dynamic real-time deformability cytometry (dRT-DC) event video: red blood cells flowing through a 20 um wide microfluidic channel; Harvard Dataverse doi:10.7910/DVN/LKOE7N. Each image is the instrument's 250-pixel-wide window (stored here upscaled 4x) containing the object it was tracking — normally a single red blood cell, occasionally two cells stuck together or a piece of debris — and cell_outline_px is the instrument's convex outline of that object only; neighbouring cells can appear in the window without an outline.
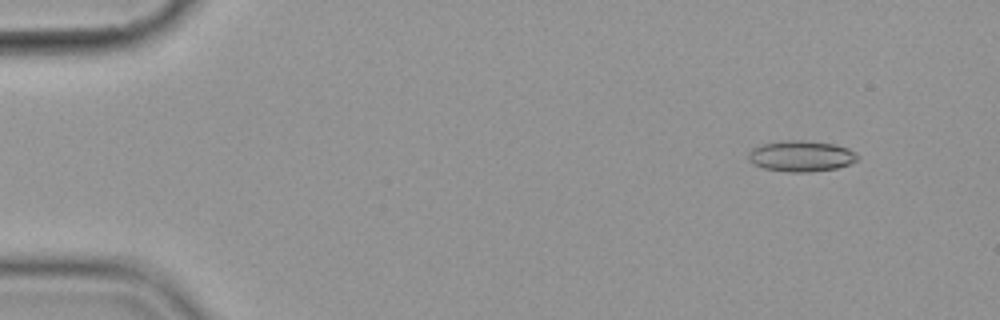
{"species": "common noctule bat (a hibernating species)", "species_latin": "Nyctalus noctula", "temperature_condition": "cold", "stored_images_in_passage": 8, "camera_frame_rate_fps": 3000, "um_per_image_px": 0.085, "animal": {"sex": "female", "body_mass_g": 19.9}, "frame": {"image": 1, "passage_image": 2, "time_ms": 1.333, "image_size_px": [1000, 320], "cell_outline_px": [[860, 156], [856, 160], [848, 164], [836, 168], [808, 172], [788, 172], [764, 168], [752, 164], [748, 160], [748, 152], [752, 148], [760, 144], [784, 140], [804, 140], [836, 144], [848, 148], [856, 152]], "centroid_in_image_um": [68.07, 13.25], "position_along_channel_um": 16.9, "area_um2": 19.88}}
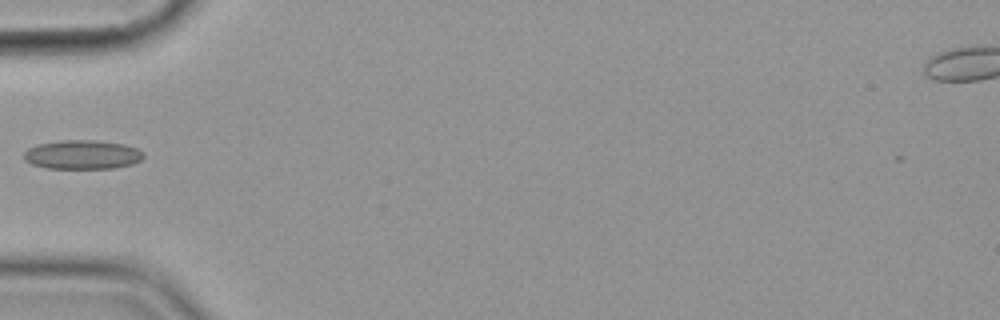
{"frame": {"image": 2, "passage_image": 6, "time_ms": 6.0, "image_size_px": [1000, 320], "cell_outline_px": [[144, 156], [140, 160], [132, 164], [116, 168], [44, 168], [32, 164], [24, 160], [24, 152], [28, 148], [36, 144], [60, 140], [96, 140], [124, 144], [136, 148], [144, 152]], "centroid_in_image_um": [6.98, 13.14], "position_along_channel_um": 78.0, "area_um2": 20.4}}
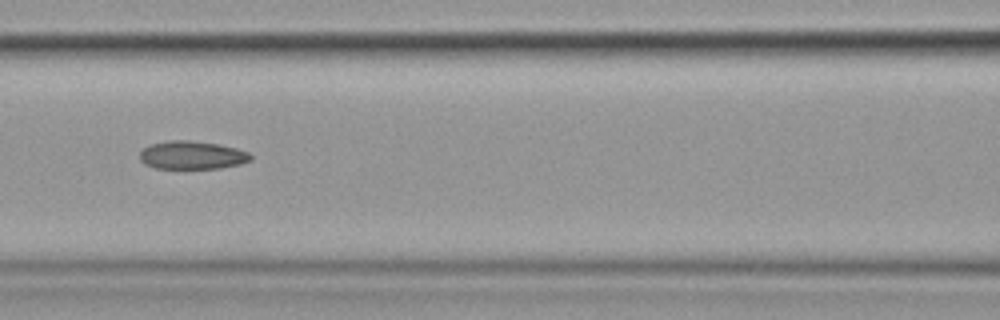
{"frame": {"image": 3, "passage_image": 8, "time_ms": 8.0, "image_size_px": [1000, 320], "cell_outline_px": [[252, 160], [240, 164], [220, 168], [156, 168], [144, 164], [140, 160], [140, 152], [144, 148], [152, 144], [168, 140], [188, 140], [220, 144], [236, 148], [248, 152], [252, 156]], "centroid_in_image_um": [16.34, 13.18], "position_along_channel_um": 150.3, "area_um2": 18.21}}